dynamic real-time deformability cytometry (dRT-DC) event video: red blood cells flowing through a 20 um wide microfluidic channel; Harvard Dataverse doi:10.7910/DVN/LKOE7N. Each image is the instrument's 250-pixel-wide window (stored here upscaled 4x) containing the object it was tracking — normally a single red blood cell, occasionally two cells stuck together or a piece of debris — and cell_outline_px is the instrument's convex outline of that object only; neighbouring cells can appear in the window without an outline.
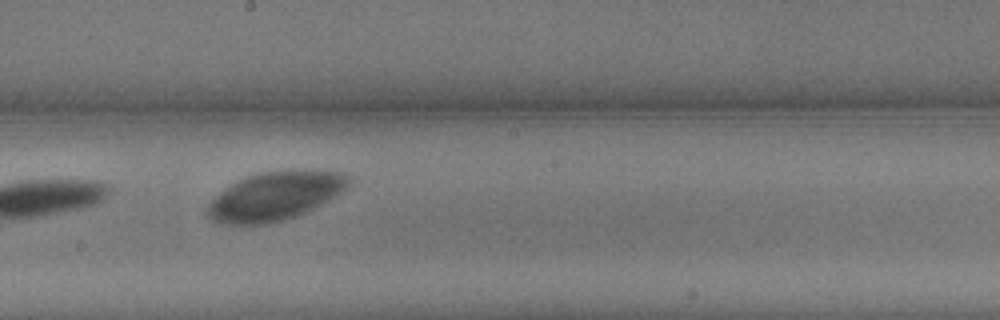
{"species": "common noctule bat (a hibernating species)", "species_latin": "Nyctalus noctula", "temperature_condition": "warm", "stored_images_in_passage": 26, "camera_frame_rate_fps": 3000, "um_per_image_px": 0.085, "animal": {"sex": "male", "body_mass_g": 13.3}, "frame": {"image": 1, "passage_image": 14, "time_ms": 4.333, "image_size_px": [1000, 320], "cell_outline_px": [[352, 184], [328, 200], [296, 216], [268, 224], [220, 224], [212, 220], [204, 212], [204, 208], [220, 192], [232, 184], [256, 172], [304, 168], [344, 172], [352, 176]], "centroid_in_image_um": [23.41, 16.63], "position_along_channel_um": 224.8, "area_um2": 40.46}}
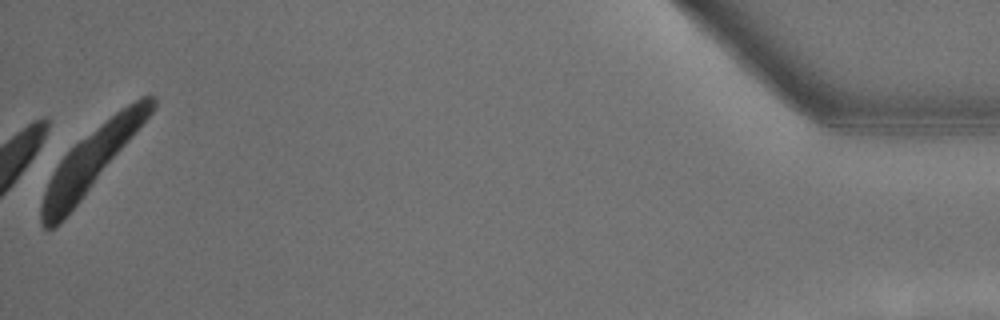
{"frame": {"image": 2, "passage_image": 25, "time_ms": 8.0, "image_size_px": [1000, 320], "cell_outline_px": [[156, 108], [80, 200], [60, 224], [52, 228], [44, 228], [40, 224], [40, 204], [44, 192], [52, 172], [60, 160], [80, 140], [120, 108], [140, 96], [156, 96]], "centroid_in_image_um": [7.74, 13.59], "position_along_channel_um": 427.5, "area_um2": 38.78}}